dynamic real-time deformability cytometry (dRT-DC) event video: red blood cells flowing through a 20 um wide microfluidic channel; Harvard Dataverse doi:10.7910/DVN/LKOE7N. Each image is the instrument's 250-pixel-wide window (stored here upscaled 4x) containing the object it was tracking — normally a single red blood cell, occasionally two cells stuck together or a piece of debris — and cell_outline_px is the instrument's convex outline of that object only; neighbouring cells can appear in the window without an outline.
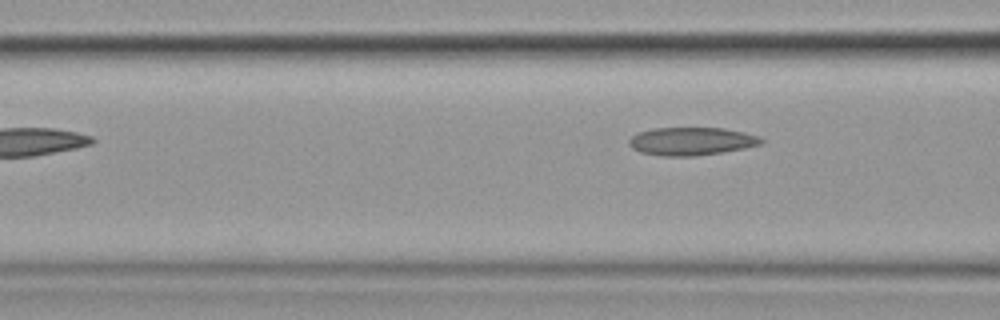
{"species": "common noctule bat (a hibernating species)", "species_latin": "Nyctalus noctula", "temperature_condition": "cold", "stored_images_in_passage": 6, "camera_frame_rate_fps": 3000, "um_per_image_px": 0.085, "animal": {"sex": "female", "body_mass_g": 19.9}, "frame": {"image": 1, "passage_image": 6, "time_ms": 7.0, "image_size_px": [1000, 320], "cell_outline_px": [[764, 140], [760, 144], [744, 148], [696, 156], [660, 156], [640, 152], [632, 148], [628, 144], [628, 140], [636, 132], [652, 128], [724, 128], [744, 132], [760, 136]], "centroid_in_image_um": [58.73, 12.0], "position_along_channel_um": 107.9, "area_um2": 21.68}}